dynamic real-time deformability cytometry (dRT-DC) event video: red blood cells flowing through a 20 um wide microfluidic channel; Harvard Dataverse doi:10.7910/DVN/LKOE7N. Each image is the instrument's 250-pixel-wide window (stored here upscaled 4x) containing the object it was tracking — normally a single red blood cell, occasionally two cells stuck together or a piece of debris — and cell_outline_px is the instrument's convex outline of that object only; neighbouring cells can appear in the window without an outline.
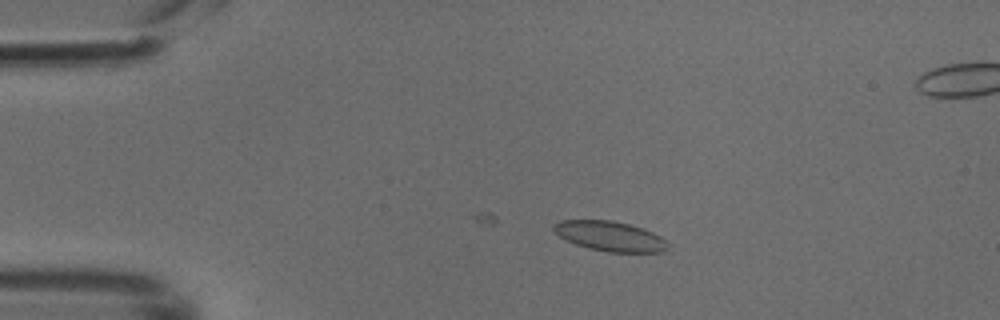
{"species": "common noctule bat (a hibernating species)", "species_latin": "Nyctalus noctula", "temperature_condition": "cold", "stored_images_in_passage": 49, "camera_frame_rate_fps": 3000, "um_per_image_px": 0.085, "animal": {"sex": "male", "body_mass_g": 18.8}, "frame": {"image": 1, "passage_image": 11, "time_ms": 3.333, "image_size_px": [1000, 320], "cell_outline_px": [[668, 248], [664, 252], [608, 252], [588, 248], [564, 240], [552, 228], [552, 224], [560, 220], [612, 220], [644, 228], [660, 236], [668, 244]], "centroid_in_image_um": [51.83, 20.07], "position_along_channel_um": 33.2, "area_um2": 19.94}}
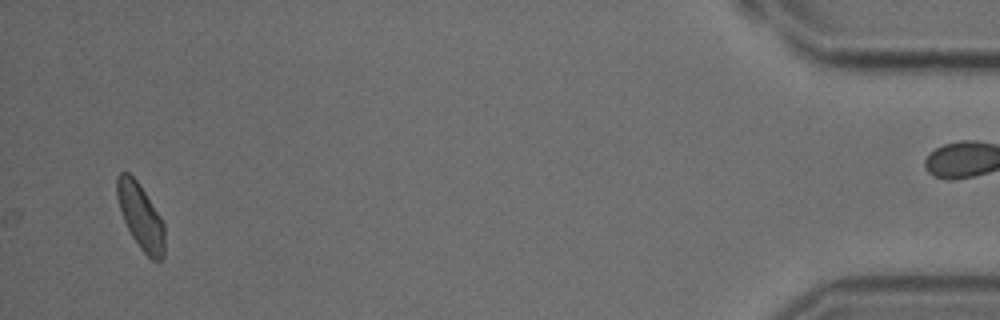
{"frame": {"image": 2, "passage_image": 49, "time_ms": 16.0, "image_size_px": [1000, 320], "cell_outline_px": [[164, 256], [160, 260], [152, 260], [140, 248], [132, 236], [124, 220], [116, 196], [116, 176], [120, 172], [128, 172], [140, 184], [160, 216], [164, 224]], "centroid_in_image_um": [11.95, 18.37], "position_along_channel_um": 423.3, "area_um2": 18.03}}